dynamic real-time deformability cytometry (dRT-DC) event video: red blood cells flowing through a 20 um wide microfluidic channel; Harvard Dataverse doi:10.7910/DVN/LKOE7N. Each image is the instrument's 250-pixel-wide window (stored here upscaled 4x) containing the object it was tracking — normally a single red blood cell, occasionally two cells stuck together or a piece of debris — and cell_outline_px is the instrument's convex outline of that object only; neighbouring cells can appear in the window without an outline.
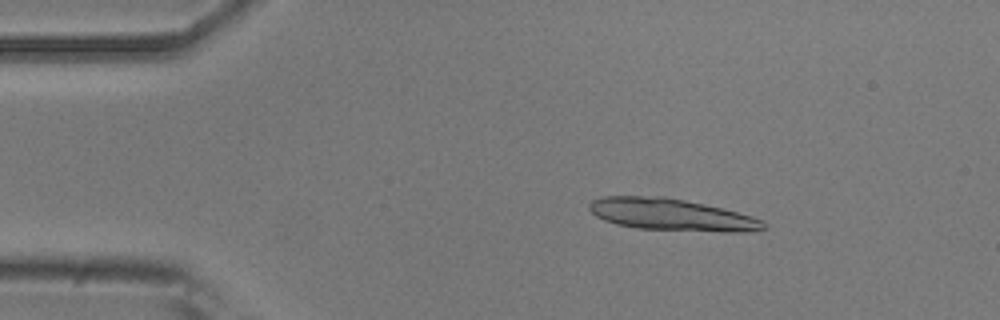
{"species": "common noctule bat (a hibernating species)", "species_latin": "Nyctalus noctula", "temperature_condition": "room temperature", "stored_images_in_passage": 38, "segment_of_instrument_passage": [1, 2], "camera_frame_rate_fps": 3000, "um_per_image_px": 0.085, "animal": {"sex": "male", "body_mass_g": 20.5, "forearm_length_mm": 52.5}, "frame": {"image": 1, "passage_image": 7, "time_ms": 2.0, "image_size_px": [1000, 320], "cell_outline_px": [[768, 228], [744, 232], [724, 232], [636, 228], [616, 224], [604, 220], [596, 216], [588, 208], [588, 204], [592, 200], [604, 196], [664, 196], [704, 204], [752, 216], [760, 220]], "centroid_in_image_um": [57.03, 18.24], "position_along_channel_um": 28.0, "area_um2": 32.25}}